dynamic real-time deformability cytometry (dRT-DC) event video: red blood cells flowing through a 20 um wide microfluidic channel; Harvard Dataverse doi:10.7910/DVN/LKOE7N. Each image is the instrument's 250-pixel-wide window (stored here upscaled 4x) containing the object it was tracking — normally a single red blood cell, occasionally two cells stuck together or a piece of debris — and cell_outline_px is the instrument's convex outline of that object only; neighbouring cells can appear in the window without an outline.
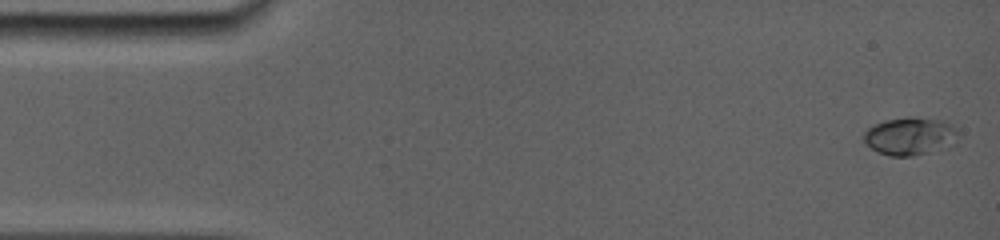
{"species": "common noctule bat (a hibernating species)", "species_latin": "Nyctalus noctula", "temperature_condition": "room temperature", "stored_images_in_passage": 14, "camera_frame_rate_fps": 5000, "um_per_image_px": 0.085, "animal": {"sex": "female", "body_mass_g": 19.0, "forearm_length_mm": 56.7}, "frame": {"image": 1, "passage_image": 1, "time_ms": 0.0, "image_size_px": [1000, 240], "cell_outline_px": [[948, 128], [940, 136], [916, 152], [904, 156], [896, 156], [880, 152], [868, 144], [864, 136], [868, 128], [876, 124], [888, 120], [928, 120], [940, 124]], "centroid_in_image_um": [76.75, 11.55], "position_along_channel_um": 8.3, "area_um2": 15.43}}
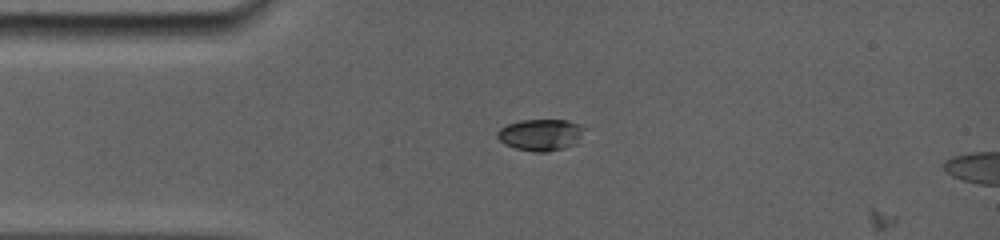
{"frame": {"image": 2, "passage_image": 11, "time_ms": 3.4, "image_size_px": [1000, 240], "cell_outline_px": [[580, 128], [560, 148], [544, 152], [536, 152], [516, 148], [500, 140], [500, 128], [508, 124], [520, 120], [564, 120], [576, 124]], "centroid_in_image_um": [45.73, 11.43], "position_along_channel_um": 39.3, "area_um2": 14.16}}